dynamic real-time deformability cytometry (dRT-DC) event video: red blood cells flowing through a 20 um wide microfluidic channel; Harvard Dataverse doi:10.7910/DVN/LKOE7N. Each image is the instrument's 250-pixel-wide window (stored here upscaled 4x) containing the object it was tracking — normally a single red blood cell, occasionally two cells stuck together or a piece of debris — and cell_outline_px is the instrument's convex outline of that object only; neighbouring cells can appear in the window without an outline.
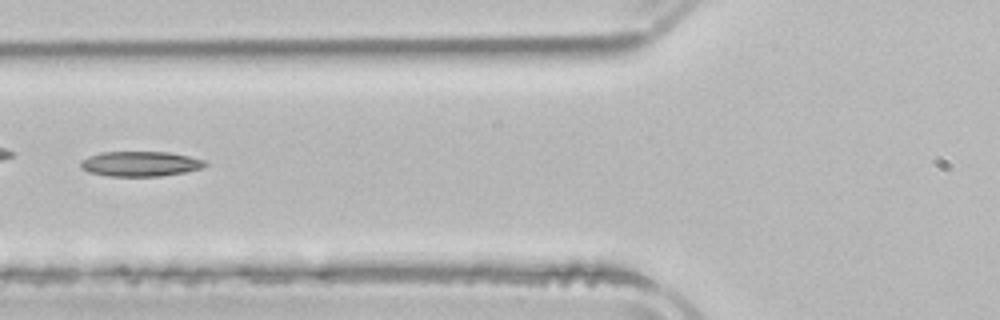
{"species": "common noctule bat (a hibernating species)", "species_latin": "Nyctalus noctula", "temperature_condition": "room temperature", "stored_images_in_passage": 4, "camera_frame_rate_fps": 3000, "um_per_image_px": 0.085, "animal": {"sex": "male", "body_mass_g": 21.5, "forearm_length_mm": 52.0}, "frame": {"image": 1, "passage_image": 4, "time_ms": 4.0, "image_size_px": [1000, 320], "cell_outline_px": [[208, 164], [200, 168], [184, 172], [160, 176], [108, 176], [88, 172], [80, 168], [80, 160], [88, 156], [100, 152], [168, 152], [188, 156], [204, 160]], "centroid_in_image_um": [11.86, 13.92], "position_along_channel_um": 113.9, "area_um2": 18.15}}